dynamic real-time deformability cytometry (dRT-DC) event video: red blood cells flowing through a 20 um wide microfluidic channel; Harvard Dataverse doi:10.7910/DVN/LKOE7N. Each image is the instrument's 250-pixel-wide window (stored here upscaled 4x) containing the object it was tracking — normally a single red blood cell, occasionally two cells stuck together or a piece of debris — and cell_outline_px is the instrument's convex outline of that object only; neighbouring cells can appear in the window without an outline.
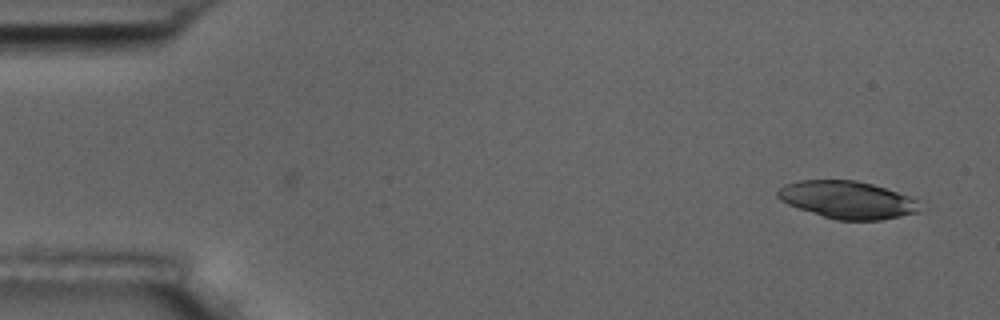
{"species": "common noctule bat (a hibernating species)", "species_latin": "Nyctalus noctula", "temperature_condition": "room temperature", "stored_images_in_passage": 3, "camera_frame_rate_fps": 3000, "um_per_image_px": 0.085, "animal": {"sex": "male", "body_mass_g": 17.5, "forearm_length_mm": 52.3}, "frame": {"image": 1, "passage_image": 3, "time_ms": 2.333, "image_size_px": [1000, 320], "cell_outline_px": [[928, 208], [920, 212], [880, 220], [836, 220], [788, 204], [780, 200], [776, 196], [776, 192], [784, 184], [800, 180], [856, 180], [872, 184], [908, 196], [916, 200]], "centroid_in_image_um": [72.07, 16.99], "position_along_channel_um": 12.9, "area_um2": 31.1}}